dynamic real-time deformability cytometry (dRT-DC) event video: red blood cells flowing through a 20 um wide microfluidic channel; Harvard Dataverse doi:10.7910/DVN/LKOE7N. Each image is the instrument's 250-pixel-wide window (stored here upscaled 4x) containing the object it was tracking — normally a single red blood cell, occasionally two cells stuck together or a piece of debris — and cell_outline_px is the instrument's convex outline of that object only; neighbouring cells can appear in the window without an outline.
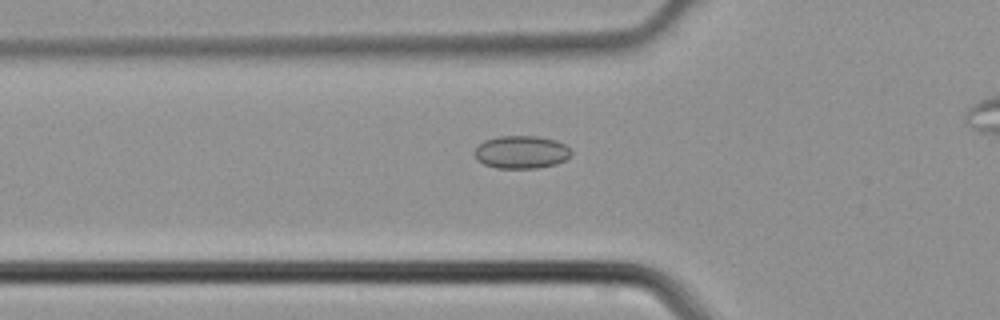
{"species": "common noctule bat (a hibernating species)", "species_latin": "Nyctalus noctula", "temperature_condition": "cold", "stored_images_in_passage": 3, "camera_frame_rate_fps": 3000, "um_per_image_px": 0.085, "animal": {"sex": "male", "body_mass_g": 21.5, "forearm_length_mm": 52.0}, "frame": {"image": 1, "passage_image": 2, "time_ms": 0.333, "image_size_px": [1000, 320], "cell_outline_px": [[572, 156], [556, 164], [536, 168], [496, 168], [484, 164], [476, 160], [476, 148], [484, 140], [500, 136], [536, 136], [556, 140], [564, 144], [572, 152]], "centroid_in_image_um": [44.33, 12.93], "position_along_channel_um": 81.5, "area_um2": 18.44}}